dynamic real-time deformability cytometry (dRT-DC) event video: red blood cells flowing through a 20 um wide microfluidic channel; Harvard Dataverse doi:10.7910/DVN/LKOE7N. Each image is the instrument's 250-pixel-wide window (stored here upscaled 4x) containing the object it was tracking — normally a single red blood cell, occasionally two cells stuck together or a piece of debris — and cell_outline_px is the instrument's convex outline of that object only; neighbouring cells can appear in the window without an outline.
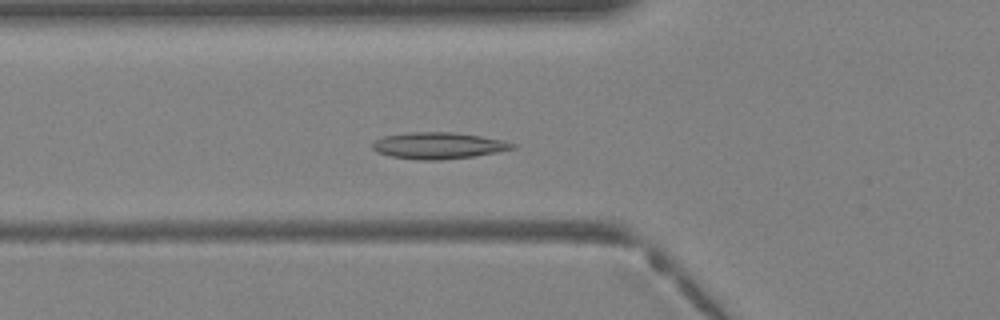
{"species": "Egyptian fruit bat (a non-hibernating species)", "species_latin": "Rousettus aegyptiacus", "temperature_condition": "warm", "stored_images_in_passage": 35, "camera_frame_rate_fps": 3000, "um_per_image_px": 0.085, "animal": {"sex": "female"}, "frame": {"image": 1, "passage_image": 10, "time_ms": 3.0, "image_size_px": [1000, 320], "cell_outline_px": [[516, 148], [496, 152], [472, 156], [440, 160], [424, 160], [392, 156], [376, 152], [372, 148], [372, 144], [376, 140], [384, 136], [412, 132], [452, 132], [480, 136], [504, 140], [516, 144]], "centroid_in_image_um": [37.28, 12.37], "position_along_channel_um": 88.5, "area_um2": 21.39}}
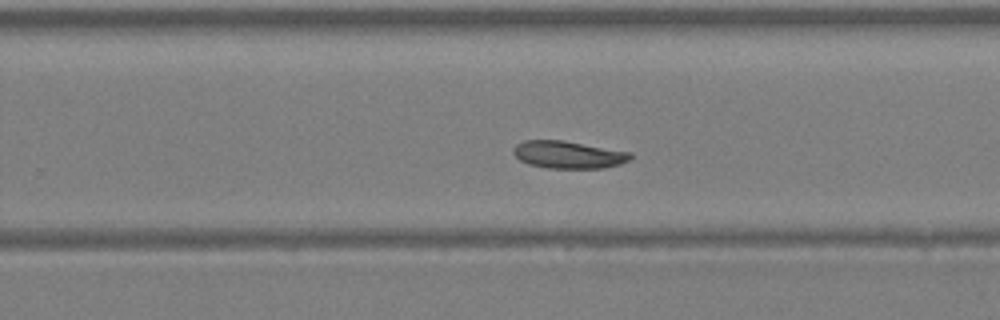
{"frame": {"image": 2, "passage_image": 21, "time_ms": 6.667, "image_size_px": [1000, 320], "cell_outline_px": [[632, 156], [628, 160], [620, 164], [604, 168], [548, 168], [528, 164], [520, 160], [512, 152], [512, 148], [516, 144], [524, 140], [564, 140], [632, 152]], "centroid_in_image_um": [48.3, 13.14], "position_along_channel_um": 281.5, "area_um2": 18.84}}
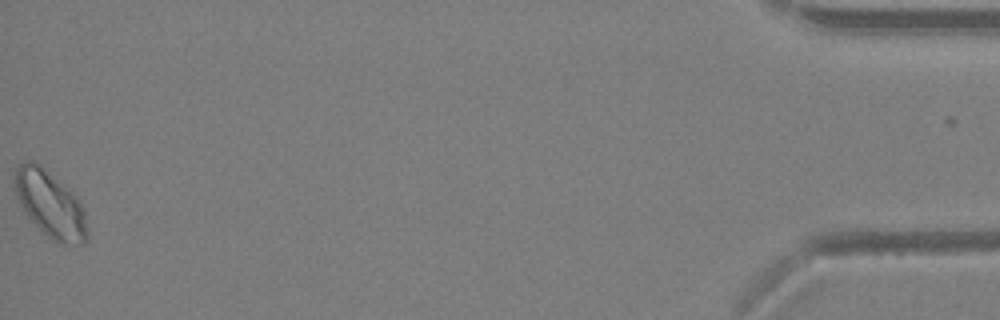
{"frame": {"image": 3, "passage_image": 35, "time_ms": 11.333, "image_size_px": [1000, 320], "cell_outline_px": [[88, 240], [84, 244], [60, 244], [52, 240], [24, 212], [16, 196], [12, 176], [16, 168], [24, 160], [32, 160], [40, 164], [72, 192], [80, 200], [84, 208], [88, 232]], "centroid_in_image_um": [4.27, 17.35], "position_along_channel_um": 430.9, "area_um2": 28.38}}